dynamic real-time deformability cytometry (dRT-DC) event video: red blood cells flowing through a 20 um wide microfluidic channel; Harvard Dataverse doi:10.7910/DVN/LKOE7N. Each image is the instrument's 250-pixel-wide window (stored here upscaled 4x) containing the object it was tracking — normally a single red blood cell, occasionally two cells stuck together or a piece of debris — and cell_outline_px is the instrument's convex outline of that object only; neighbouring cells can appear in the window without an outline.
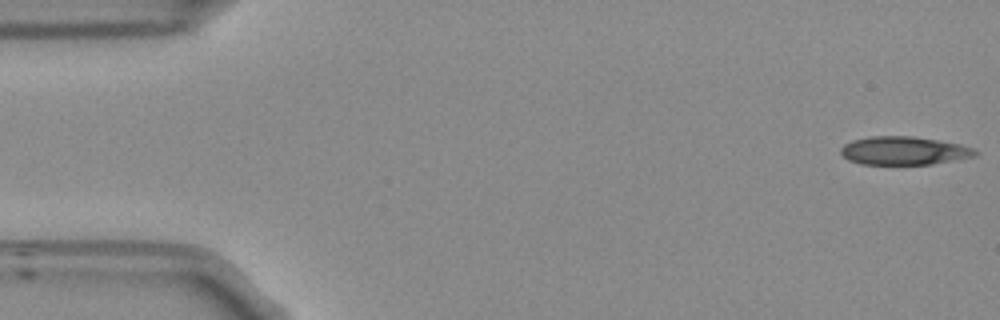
{"species": "Egyptian fruit bat (a non-hibernating species)", "species_latin": "Rousettus aegyptiacus", "temperature_condition": "room temperature", "stored_images_in_passage": 53, "camera_frame_rate_fps": 3000, "um_per_image_px": 0.085, "frame": {"image": 1, "passage_image": 1, "time_ms": 0.0, "image_size_px": [1000, 320], "cell_outline_px": [[980, 152], [976, 156], [932, 164], [860, 164], [848, 160], [840, 152], [840, 148], [844, 144], [852, 140], [868, 136], [912, 136], [960, 144], [972, 148]], "centroid_in_image_um": [76.81, 12.81], "position_along_channel_um": 8.2, "area_um2": 22.2}}
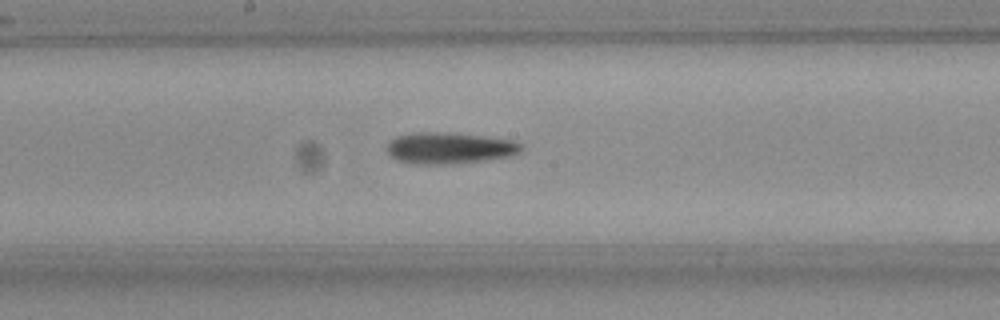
{"frame": {"image": 2, "passage_image": 27, "time_ms": 8.667, "image_size_px": [1000, 320], "cell_outline_px": [[524, 148], [520, 152], [512, 156], [484, 160], [452, 164], [412, 164], [400, 160], [392, 156], [388, 152], [388, 140], [396, 136], [412, 132], [452, 132], [516, 140], [524, 144]], "centroid_in_image_um": [38.26, 12.57], "position_along_channel_um": 209.9, "area_um2": 24.97}}
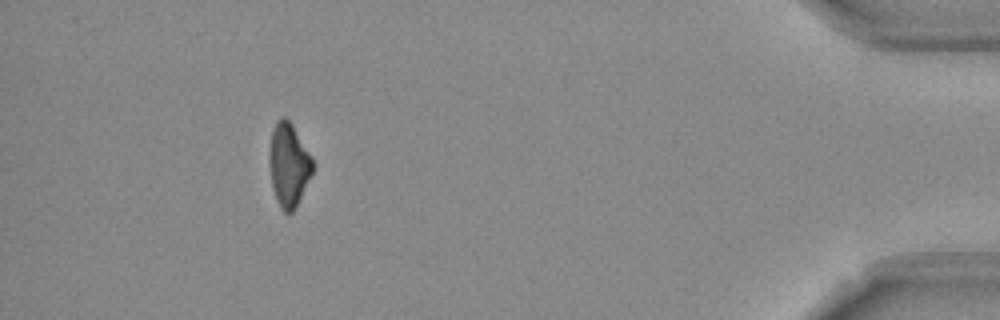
{"frame": {"image": 3, "passage_image": 48, "time_ms": 15.667, "image_size_px": [1000, 320], "cell_outline_px": [[312, 172], [296, 208], [288, 216], [280, 208], [276, 200], [272, 184], [268, 164], [268, 152], [272, 128], [276, 120], [280, 116], [284, 116], [292, 124], [312, 160]], "centroid_in_image_um": [24.48, 14.02], "position_along_channel_um": 410.7, "area_um2": 21.1}, "authors_computed_cell_mechanics": {"area_um2": 22.7732, "velocity_mm_per_s": 3.7799, "shape_relaxation_time_tau1_ms": null, "shape_relaxation_time_tau2_ms": 4.5787, "deformation_change_tau1": null, "deformation_change_tau2": 0.1576}}